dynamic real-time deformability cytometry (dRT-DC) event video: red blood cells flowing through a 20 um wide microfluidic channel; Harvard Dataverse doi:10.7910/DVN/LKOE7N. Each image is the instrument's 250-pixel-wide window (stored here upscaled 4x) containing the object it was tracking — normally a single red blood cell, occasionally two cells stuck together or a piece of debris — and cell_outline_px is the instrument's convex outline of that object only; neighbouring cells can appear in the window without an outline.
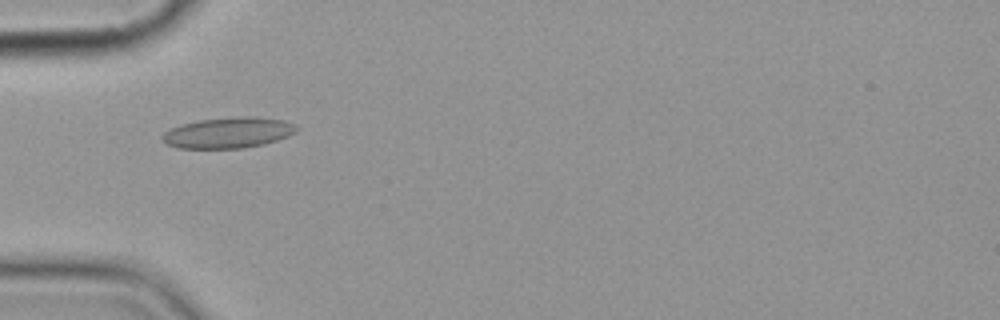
{"species": "common noctule bat (a hibernating species)", "species_latin": "Nyctalus noctula", "temperature_condition": "cold", "stored_images_in_passage": 7, "camera_frame_rate_fps": 3000, "um_per_image_px": 0.085, "animal": {"sex": "female", "body_mass_g": 19.9}, "frame": {"image": 1, "passage_image": 2, "time_ms": 1.0, "image_size_px": [1000, 320], "cell_outline_px": [[300, 128], [296, 132], [288, 136], [264, 144], [244, 148], [176, 148], [160, 140], [160, 136], [164, 132], [180, 124], [200, 120], [236, 116], [256, 116], [284, 120], [296, 124]], "centroid_in_image_um": [19.42, 11.27], "position_along_channel_um": 65.6, "area_um2": 24.39}}
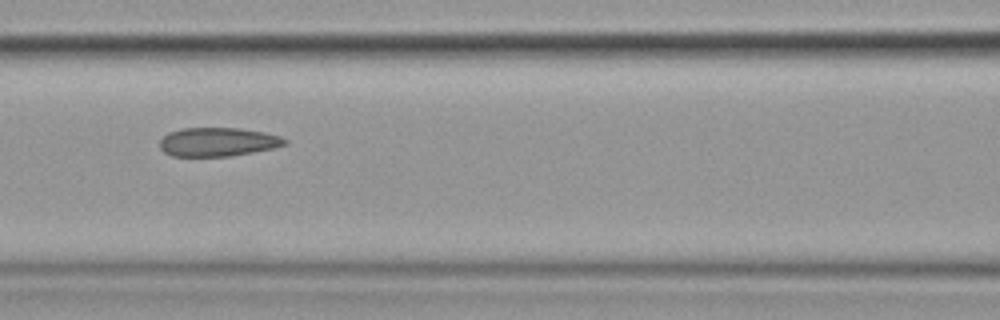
{"frame": {"image": 2, "passage_image": 4, "time_ms": 3.333, "image_size_px": [1000, 320], "cell_outline_px": [[288, 144], [276, 148], [228, 156], [172, 156], [164, 152], [160, 148], [160, 140], [168, 132], [184, 128], [240, 128], [264, 132], [280, 136], [288, 140]], "centroid_in_image_um": [18.54, 12.06], "position_along_channel_um": 148.1, "area_um2": 21.04}}
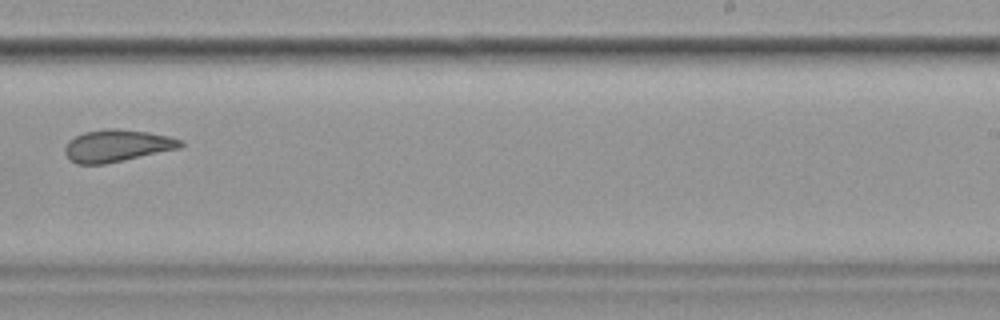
{"frame": {"image": 3, "passage_image": 7, "time_ms": 7.0, "image_size_px": [1000, 320], "cell_outline_px": [[184, 144], [180, 148], [124, 160], [104, 164], [76, 164], [64, 152], [64, 148], [68, 140], [84, 132], [104, 128], [116, 128], [148, 132], [168, 136], [184, 140]], "centroid_in_image_um": [9.95, 12.37], "position_along_channel_um": 279.0, "area_um2": 21.68}}